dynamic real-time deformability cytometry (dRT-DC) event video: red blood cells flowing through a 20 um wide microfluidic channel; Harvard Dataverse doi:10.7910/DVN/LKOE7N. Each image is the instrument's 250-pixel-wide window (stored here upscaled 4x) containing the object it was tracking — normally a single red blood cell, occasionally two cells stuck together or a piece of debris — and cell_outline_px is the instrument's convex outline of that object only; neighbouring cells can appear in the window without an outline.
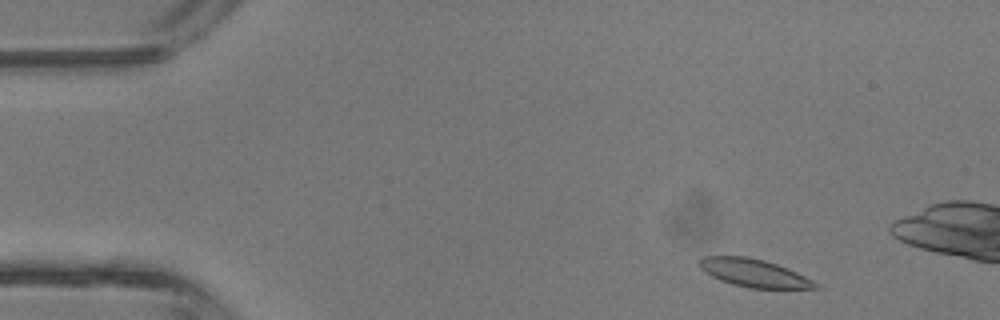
{"species": "common noctule bat (a hibernating species)", "species_latin": "Nyctalus noctula", "temperature_condition": "room temperature", "stored_images_in_passage": 12, "camera_frame_rate_fps": 3000, "um_per_image_px": 0.085, "animal": {"sex": "male", "body_mass_g": 13.3}, "frame": {"image": 1, "passage_image": 3, "time_ms": 0.667, "image_size_px": [1000, 320], "cell_outline_px": [[820, 288], [748, 288], [732, 284], [720, 280], [704, 272], [700, 268], [700, 260], [704, 256], [748, 256], [764, 260], [788, 268], [820, 284]], "centroid_in_image_um": [64.09, 23.2], "position_along_channel_um": 20.9, "area_um2": 18.79}}